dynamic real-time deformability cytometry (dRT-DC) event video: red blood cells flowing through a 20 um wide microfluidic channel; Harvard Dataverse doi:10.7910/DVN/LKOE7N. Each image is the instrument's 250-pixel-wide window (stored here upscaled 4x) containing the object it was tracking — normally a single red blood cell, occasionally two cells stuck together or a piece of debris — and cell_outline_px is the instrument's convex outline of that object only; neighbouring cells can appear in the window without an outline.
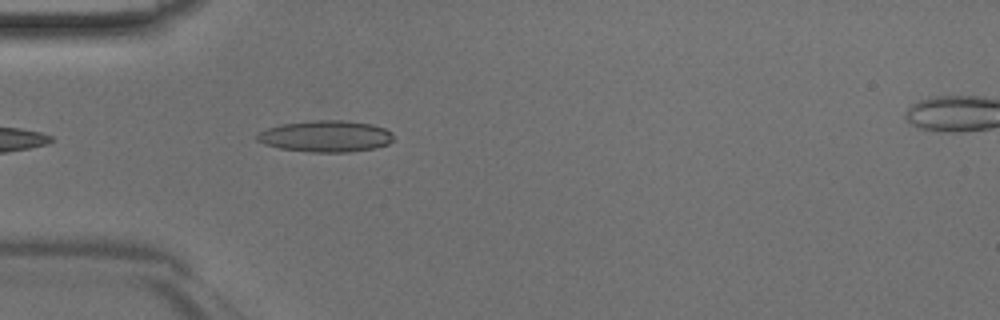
{"species": "Egyptian fruit bat (a non-hibernating species)", "species_latin": "Rousettus aegyptiacus", "temperature_condition": "room temperature", "stored_images_in_passage": 18, "camera_frame_rate_fps": 3000, "um_per_image_px": 0.085, "animal": {"sex": "male"}, "frame": {"image": 1, "passage_image": 1, "time_ms": 0.0, "image_size_px": [1000, 320], "cell_outline_px": [[392, 140], [388, 144], [376, 148], [348, 152], [312, 152], [280, 148], [264, 144], [256, 140], [256, 136], [260, 132], [268, 128], [280, 124], [312, 120], [344, 120], [372, 124], [384, 128], [392, 132]], "centroid_in_image_um": [27.69, 11.58], "position_along_channel_um": 57.3, "area_um2": 25.03}}